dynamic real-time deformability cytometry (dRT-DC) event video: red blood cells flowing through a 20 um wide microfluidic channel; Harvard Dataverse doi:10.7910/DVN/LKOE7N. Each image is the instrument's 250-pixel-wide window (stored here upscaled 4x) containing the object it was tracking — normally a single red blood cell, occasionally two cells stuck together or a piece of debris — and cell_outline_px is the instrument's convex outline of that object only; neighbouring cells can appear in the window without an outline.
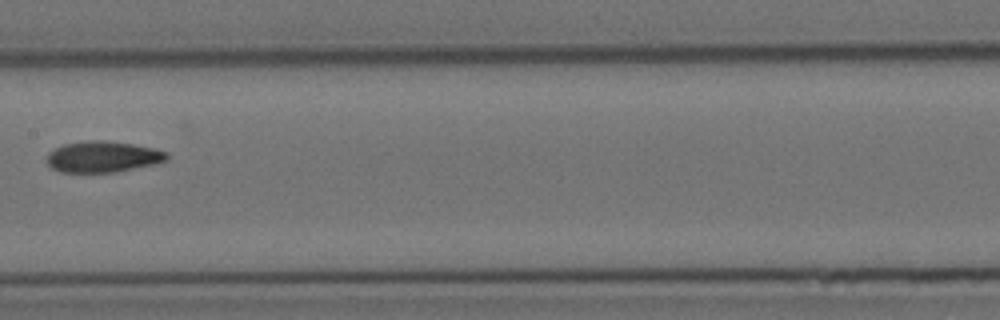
{"species": "Egyptian fruit bat (a non-hibernating species)", "species_latin": "Rousettus aegyptiacus", "temperature_condition": "cold", "stored_images_in_passage": 6, "camera_frame_rate_fps": 3000, "um_per_image_px": 0.085, "animal": {"sex": "female"}, "frame": {"image": 1, "passage_image": 4, "time_ms": 4.333, "image_size_px": [1000, 320], "cell_outline_px": [[168, 160], [156, 164], [116, 172], [60, 172], [52, 168], [44, 160], [48, 152], [64, 144], [88, 140], [104, 140], [132, 144], [152, 148], [168, 152]], "centroid_in_image_um": [8.73, 13.33], "position_along_channel_um": 198.7, "area_um2": 21.91}}
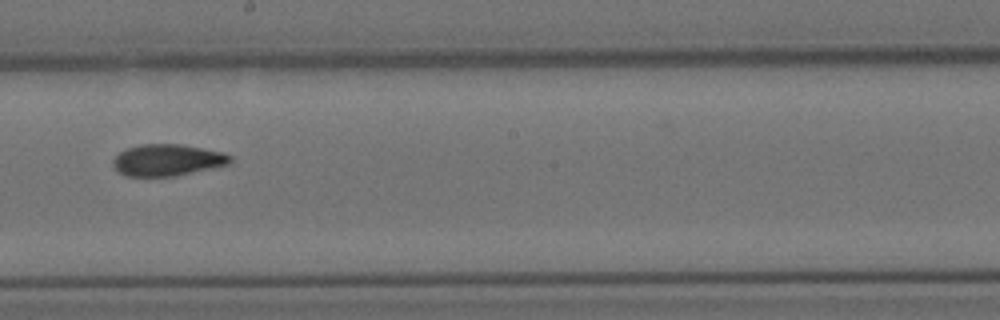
{"frame": {"image": 2, "passage_image": 5, "time_ms": 5.333, "image_size_px": [1000, 320], "cell_outline_px": [[232, 160], [228, 164], [176, 176], [128, 176], [116, 172], [112, 164], [112, 160], [120, 152], [128, 148], [140, 144], [180, 144], [224, 152], [232, 156]], "centroid_in_image_um": [14.21, 13.6], "position_along_channel_um": 234.0, "area_um2": 21.62}}
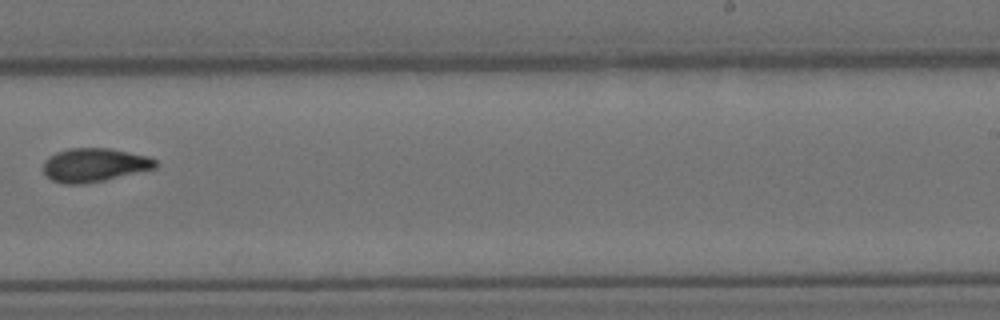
{"frame": {"image": 3, "passage_image": 6, "time_ms": 6.667, "image_size_px": [1000, 320], "cell_outline_px": [[156, 168], [104, 180], [84, 184], [60, 184], [52, 180], [44, 172], [44, 160], [56, 152], [68, 148], [108, 148], [148, 156], [156, 160]], "centroid_in_image_um": [8.0, 14.02], "position_along_channel_um": 281.0, "area_um2": 21.91}}